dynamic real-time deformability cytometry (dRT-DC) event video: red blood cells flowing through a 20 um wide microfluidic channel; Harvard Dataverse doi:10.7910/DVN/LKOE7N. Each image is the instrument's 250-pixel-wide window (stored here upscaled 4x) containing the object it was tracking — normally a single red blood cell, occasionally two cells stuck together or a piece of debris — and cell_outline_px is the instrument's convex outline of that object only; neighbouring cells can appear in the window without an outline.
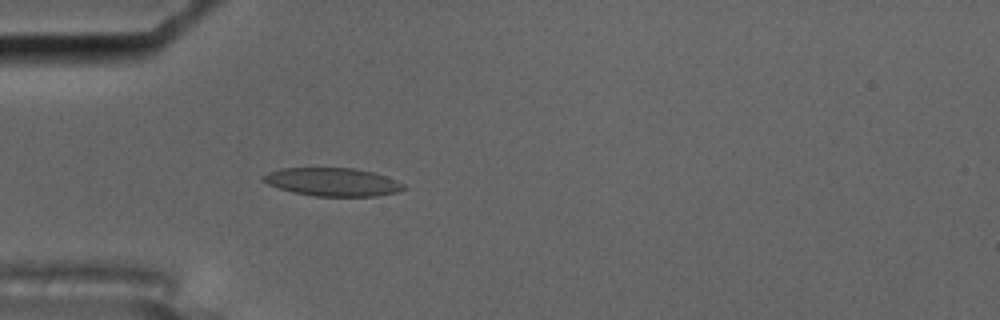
{"species": "common noctule bat (a hibernating species)", "species_latin": "Nyctalus noctula", "temperature_condition": "cold", "stored_images_in_passage": 56, "camera_frame_rate_fps": 3000, "um_per_image_px": 0.085, "animal": {"sex": "male", "body_mass_g": 17.5, "forearm_length_mm": 52.3}, "frame": {"image": 1, "passage_image": 16, "time_ms": 5.0, "image_size_px": [1000, 320], "cell_outline_px": [[404, 188], [396, 192], [376, 196], [316, 196], [292, 192], [268, 184], [260, 180], [260, 176], [268, 172], [280, 168], [352, 168], [372, 172], [396, 180], [404, 184]], "centroid_in_image_um": [28.2, 15.46], "position_along_channel_um": 56.8, "area_um2": 22.95}}
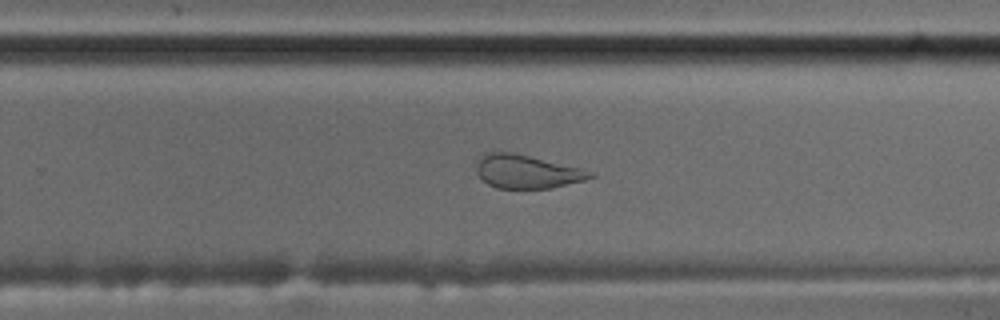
{"frame": {"image": 2, "passage_image": 36, "time_ms": 11.667, "image_size_px": [1000, 320], "cell_outline_px": [[596, 176], [584, 180], [552, 188], [496, 188], [488, 184], [476, 172], [476, 160], [484, 152], [512, 152], [580, 168], [596, 172]], "centroid_in_image_um": [44.76, 14.58], "position_along_channel_um": 285.0, "area_um2": 22.2}}
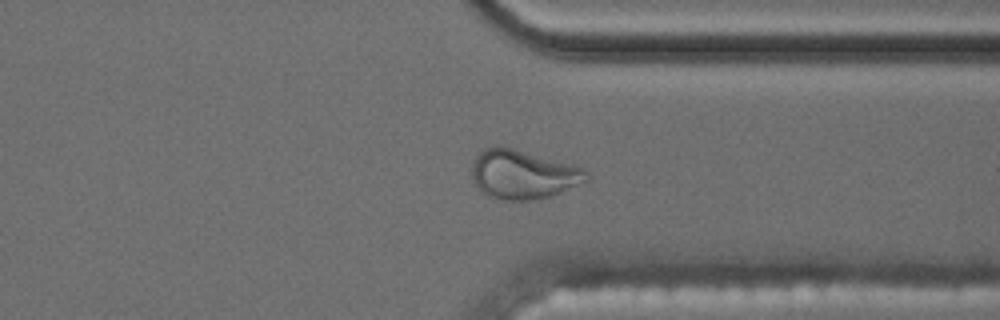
{"frame": {"image": 3, "passage_image": 43, "time_ms": 14.0, "image_size_px": [1000, 320], "cell_outline_px": [[588, 180], [560, 192], [548, 196], [532, 200], [504, 200], [488, 196], [476, 184], [472, 176], [472, 164], [476, 156], [484, 148], [512, 148], [572, 164], [584, 168], [588, 172]], "centroid_in_image_um": [44.47, 14.84], "position_along_channel_um": 366.9, "area_um2": 32.08}, "authors_computed_cell_mechanics": {"area_um2": 22.5998, "velocity_mm_per_s": 3.5044, "shape_relaxation_time_tau1_ms": null, "shape_relaxation_time_tau2_ms": 1.5593, "deformation_change_tau1": null, "deformation_change_tau2": 0.088}}